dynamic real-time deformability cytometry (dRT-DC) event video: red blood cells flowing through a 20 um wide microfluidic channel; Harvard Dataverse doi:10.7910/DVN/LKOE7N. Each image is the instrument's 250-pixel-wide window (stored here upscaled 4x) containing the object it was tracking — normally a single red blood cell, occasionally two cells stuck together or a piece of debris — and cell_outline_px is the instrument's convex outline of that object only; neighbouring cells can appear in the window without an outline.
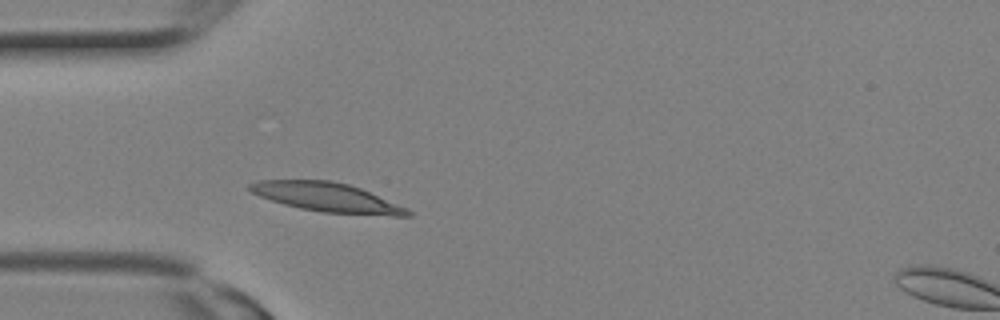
{"species": "Egyptian fruit bat (a non-hibernating species)", "species_latin": "Rousettus aegyptiacus", "temperature_condition": "room temperature", "stored_images_in_passage": 2, "camera_frame_rate_fps": 3000, "um_per_image_px": 0.085, "animal": {"sex": "female"}, "frame": {"image": 1, "passage_image": 1, "time_ms": 0.0, "image_size_px": [1000, 320], "cell_outline_px": [[412, 216], [392, 216], [324, 212], [300, 208], [284, 204], [260, 196], [252, 192], [248, 188], [248, 184], [256, 180], [328, 180], [348, 184], [360, 188], [408, 208], [412, 212]], "centroid_in_image_um": [27.81, 16.77], "position_along_channel_um": 57.2, "area_um2": 26.65}}